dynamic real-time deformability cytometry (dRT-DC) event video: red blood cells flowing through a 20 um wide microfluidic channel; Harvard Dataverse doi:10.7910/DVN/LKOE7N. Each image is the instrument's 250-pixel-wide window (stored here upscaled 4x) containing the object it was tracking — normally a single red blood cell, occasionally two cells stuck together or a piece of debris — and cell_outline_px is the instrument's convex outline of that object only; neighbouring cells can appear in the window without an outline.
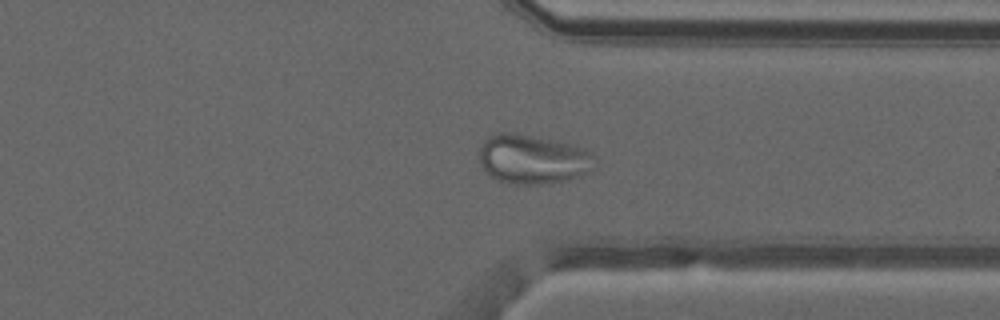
{"species": "common noctule bat (a hibernating species)", "species_latin": "Nyctalus noctula", "temperature_condition": "warm", "stored_images_in_passage": 36, "camera_frame_rate_fps": 3000, "um_per_image_px": 0.085, "animal": {"sex": "male", "forearm_length_mm": 52.5}, "frame": {"image": 1, "passage_image": 25, "time_ms": 8.0, "image_size_px": [1000, 320], "cell_outline_px": [[596, 168], [580, 176], [568, 180], [540, 184], [516, 184], [500, 180], [492, 176], [480, 164], [480, 144], [488, 136], [496, 132], [504, 132], [532, 136], [556, 140], [572, 144], [584, 148], [592, 152], [596, 156]], "centroid_in_image_um": [45.35, 13.52], "position_along_channel_um": 366.1, "area_um2": 33.41}}
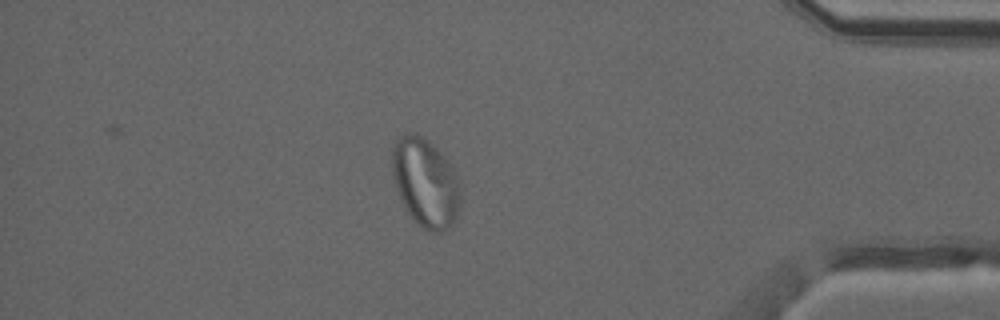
{"frame": {"image": 2, "passage_image": 30, "time_ms": 9.667, "image_size_px": [1000, 320], "cell_outline_px": [[460, 204], [456, 220], [452, 224], [440, 232], [424, 228], [404, 208], [392, 172], [392, 148], [396, 140], [404, 132], [416, 132], [428, 140], [448, 160], [460, 176]], "centroid_in_image_um": [36.19, 15.46], "position_along_channel_um": 399.0, "area_um2": 35.37}}